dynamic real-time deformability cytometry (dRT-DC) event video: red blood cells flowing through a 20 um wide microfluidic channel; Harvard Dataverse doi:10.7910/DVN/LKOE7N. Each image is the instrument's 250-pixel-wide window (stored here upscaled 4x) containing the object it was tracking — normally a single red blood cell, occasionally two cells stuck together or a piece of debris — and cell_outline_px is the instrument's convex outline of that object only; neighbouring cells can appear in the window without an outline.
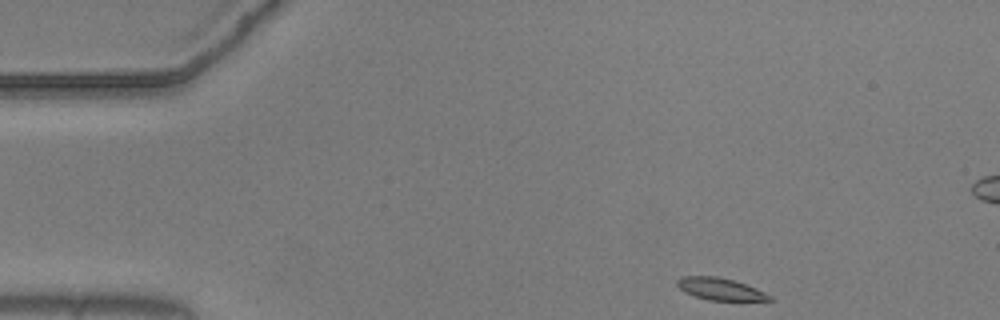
{"species": "common noctule bat (a hibernating species)", "species_latin": "Nyctalus noctula", "temperature_condition": "warm", "stored_images_in_passage": 50, "segment_of_instrument_passage": [1, 2], "camera_frame_rate_fps": 3000, "um_per_image_px": 0.085, "animal": {"sex": "male", "body_mass_g": 20.5, "forearm_length_mm": 52.5}, "frame": {"image": 1, "passage_image": 1, "time_ms": 0.0, "image_size_px": [1000, 320], "cell_outline_px": [[772, 300], [708, 300], [684, 292], [676, 284], [676, 280], [684, 276], [716, 276], [732, 280], [756, 288], [772, 296]], "centroid_in_image_um": [61.19, 24.56], "position_along_channel_um": 23.8, "area_um2": 11.68}}
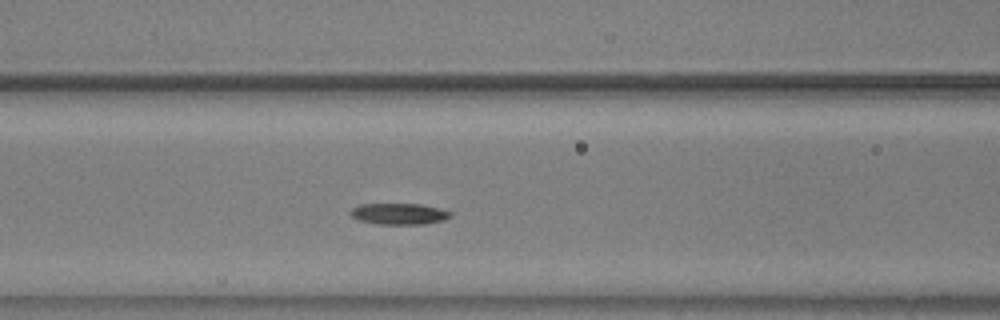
{"frame": {"image": 2, "passage_image": 16, "time_ms": 5.0, "image_size_px": [1000, 320], "cell_outline_px": [[452, 216], [444, 220], [424, 224], [376, 224], [360, 220], [352, 216], [348, 212], [352, 208], [360, 204], [420, 204], [452, 212]], "centroid_in_image_um": [33.9, 18.18], "position_along_channel_um": 132.7, "area_um2": 12.31}}
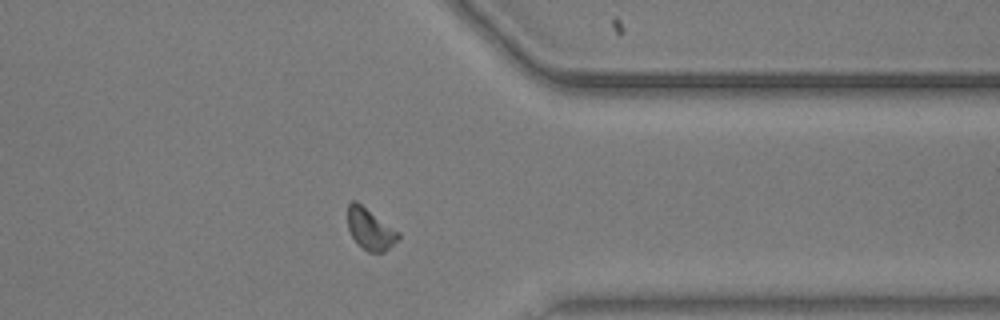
{"frame": {"image": 3, "passage_image": 37, "time_ms": 12.0, "image_size_px": [1000, 320], "cell_outline_px": [[400, 236], [384, 252], [368, 252], [356, 244], [348, 228], [348, 204], [352, 200], [356, 200], [400, 232]], "centroid_in_image_um": [31.44, 19.46], "position_along_channel_um": 380.0, "area_um2": 12.2}}